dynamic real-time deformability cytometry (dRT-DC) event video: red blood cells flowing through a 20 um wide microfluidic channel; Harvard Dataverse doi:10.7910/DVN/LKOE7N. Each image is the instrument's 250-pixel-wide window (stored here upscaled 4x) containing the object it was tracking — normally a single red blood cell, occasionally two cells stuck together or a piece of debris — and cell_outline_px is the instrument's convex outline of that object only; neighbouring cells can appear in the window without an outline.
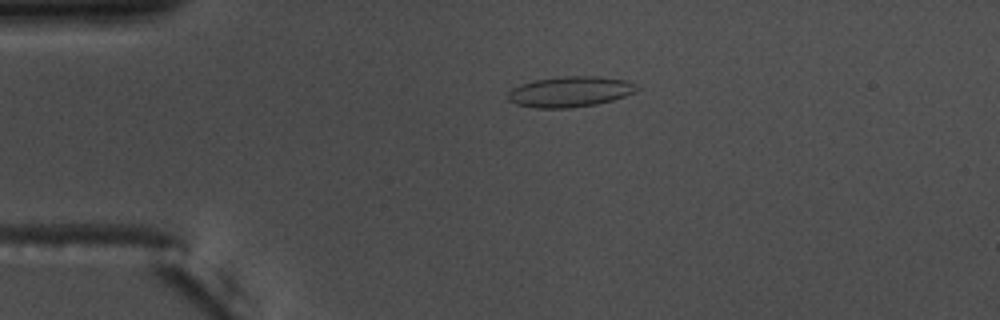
{"species": "common noctule bat (a hibernating species)", "species_latin": "Nyctalus noctula", "temperature_condition": "warm", "stored_images_in_passage": 44, "camera_frame_rate_fps": 3000, "um_per_image_px": 0.085, "animal": {"sex": "male", "body_mass_g": 17.5, "forearm_length_mm": 52.3}, "frame": {"image": 1, "passage_image": 1, "time_ms": 0.0, "image_size_px": [1000, 320], "cell_outline_px": [[640, 88], [636, 92], [612, 100], [596, 104], [568, 108], [536, 108], [516, 104], [508, 100], [508, 92], [512, 88], [520, 84], [532, 80], [564, 76], [596, 76], [624, 80], [636, 84]], "centroid_in_image_um": [48.44, 7.79], "position_along_channel_um": 36.6, "area_um2": 23.0}}
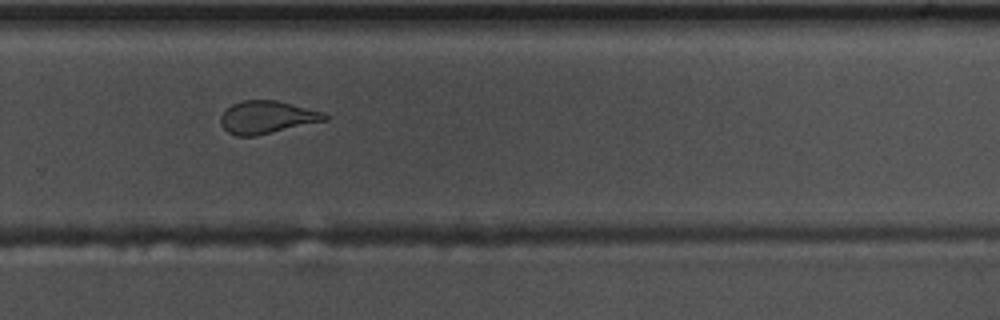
{"frame": {"image": 2, "passage_image": 26, "time_ms": 8.333, "image_size_px": [1000, 320], "cell_outline_px": [[332, 116], [328, 120], [256, 136], [236, 136], [228, 132], [220, 124], [220, 116], [232, 104], [244, 100], [276, 100], [324, 112]], "centroid_in_image_um": [22.72, 9.97], "position_along_channel_um": 307.1, "area_um2": 19.94}}
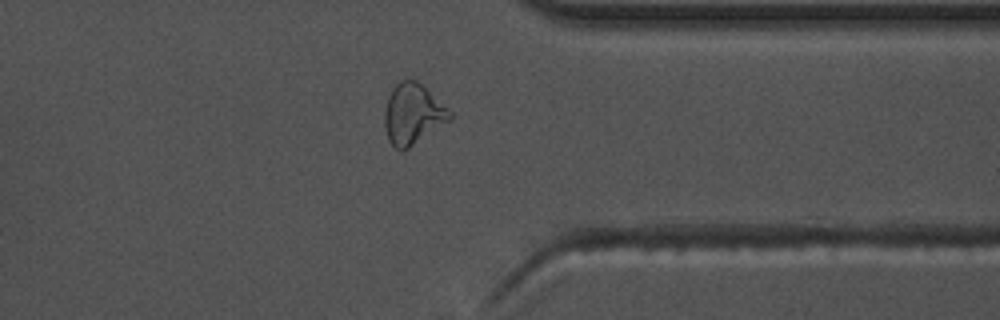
{"frame": {"image": 3, "passage_image": 32, "time_ms": 10.333, "image_size_px": [1000, 320], "cell_outline_px": [[452, 120], [408, 148], [400, 152], [388, 140], [384, 124], [384, 112], [388, 96], [392, 88], [400, 80], [416, 80], [448, 108], [452, 112]], "centroid_in_image_um": [35.09, 9.71], "position_along_channel_um": 376.3, "area_um2": 23.06}, "authors_computed_cell_mechanics": {"area_um2": 20.8658, "velocity_mm_per_s": 3.6855, "shape_relaxation_time_tau1_ms": null, "shape_relaxation_time_tau2_ms": 1.2, "deformation_change_tau1": null, "deformation_change_tau2": 0.086}}